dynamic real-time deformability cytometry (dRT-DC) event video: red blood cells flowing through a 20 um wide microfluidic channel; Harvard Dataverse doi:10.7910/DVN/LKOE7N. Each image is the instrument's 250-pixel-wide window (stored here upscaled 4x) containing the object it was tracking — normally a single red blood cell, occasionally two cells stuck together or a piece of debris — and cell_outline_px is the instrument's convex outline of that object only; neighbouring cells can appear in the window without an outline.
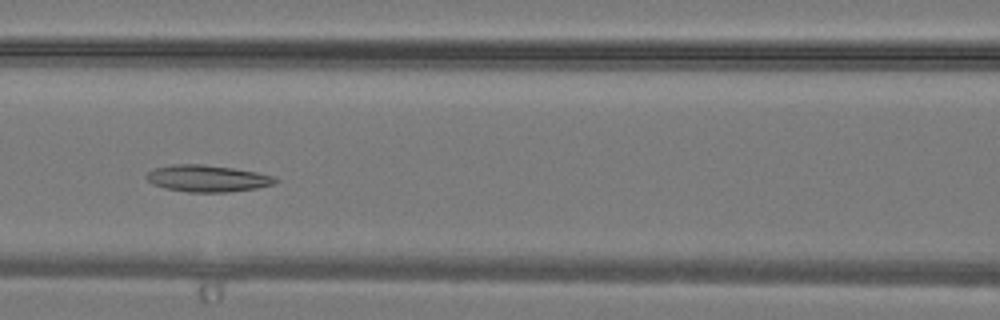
{"species": "common noctule bat (a hibernating species)", "species_latin": "Nyctalus noctula", "temperature_condition": "warm", "stored_images_in_passage": 32, "camera_frame_rate_fps": 3000, "um_per_image_px": 0.085, "animal": {"sex": "male", "body_mass_g": 19.2, "forearm_length_mm": 51.8}, "frame": {"image": 1, "passage_image": 12, "time_ms": 3.667, "image_size_px": [1000, 320], "cell_outline_px": [[280, 180], [276, 184], [256, 188], [228, 192], [188, 192], [164, 188], [152, 184], [144, 176], [148, 172], [156, 168], [172, 164], [200, 164], [232, 168], [256, 172], [276, 176]], "centroid_in_image_um": [17.65, 15.17], "position_along_channel_um": 148.9, "area_um2": 20.17}}
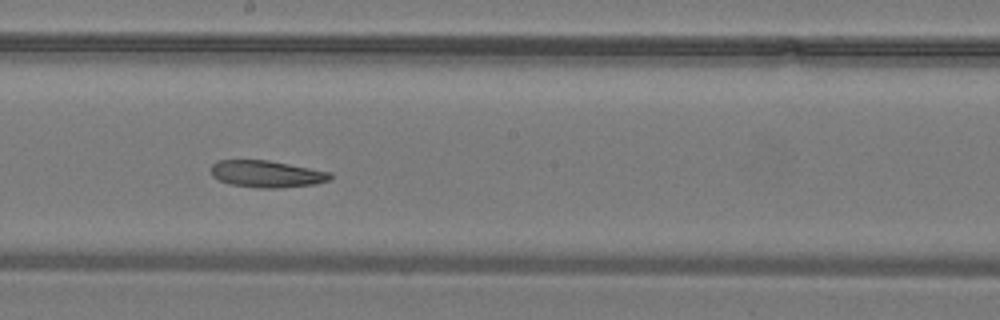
{"frame": {"image": 2, "passage_image": 16, "time_ms": 5.0, "image_size_px": [1000, 320], "cell_outline_px": [[332, 176], [328, 180], [316, 184], [280, 188], [256, 188], [232, 184], [220, 180], [212, 176], [212, 164], [216, 160], [268, 160], [332, 172]], "centroid_in_image_um": [22.68, 14.78], "position_along_channel_um": 225.5, "area_um2": 18.67}}
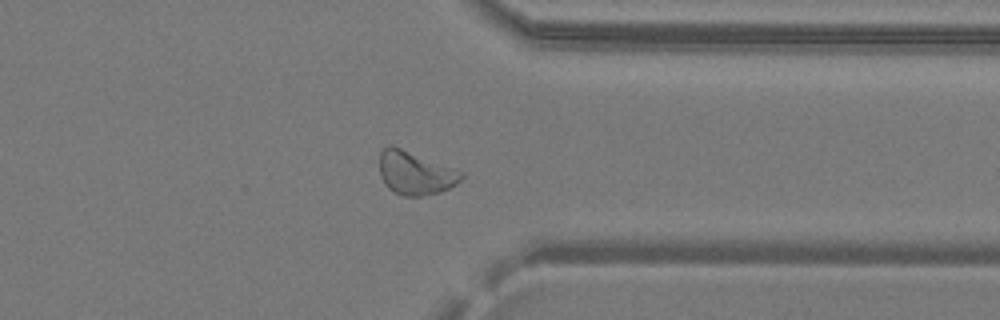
{"frame": {"image": 3, "passage_image": 24, "time_ms": 7.667, "image_size_px": [1000, 320], "cell_outline_px": [[464, 176], [456, 184], [440, 192], [424, 196], [404, 196], [388, 188], [384, 184], [380, 176], [380, 152], [388, 144], [392, 144], [464, 172]], "centroid_in_image_um": [35.28, 14.69], "position_along_channel_um": 376.1, "area_um2": 20.75}}